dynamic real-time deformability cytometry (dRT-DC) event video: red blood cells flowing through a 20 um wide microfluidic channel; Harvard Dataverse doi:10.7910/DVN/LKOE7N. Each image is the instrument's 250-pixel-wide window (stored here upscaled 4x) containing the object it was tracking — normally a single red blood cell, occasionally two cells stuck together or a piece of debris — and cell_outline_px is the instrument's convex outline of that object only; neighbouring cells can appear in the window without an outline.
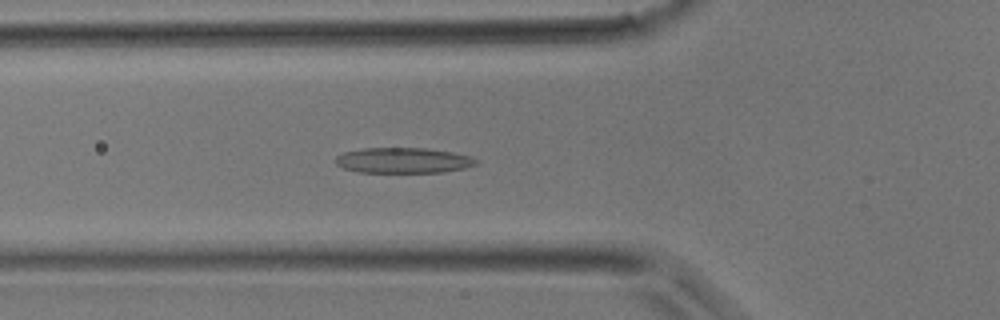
{"species": "common noctule bat (a hibernating species)", "species_latin": "Nyctalus noctula", "temperature_condition": "room temperature", "stored_images_in_passage": 29, "camera_frame_rate_fps": 3000, "um_per_image_px": 0.085, "animal": {"sex": "male", "body_mass_g": 17.9}, "frame": {"image": 1, "passage_image": 2, "time_ms": 0.333, "image_size_px": [1000, 320], "cell_outline_px": [[476, 164], [464, 168], [444, 172], [360, 172], [344, 168], [336, 164], [332, 160], [336, 156], [344, 152], [364, 148], [428, 148], [452, 152], [468, 156], [476, 160]], "centroid_in_image_um": [34.22, 13.63], "position_along_channel_um": 91.6, "area_um2": 20.75}}
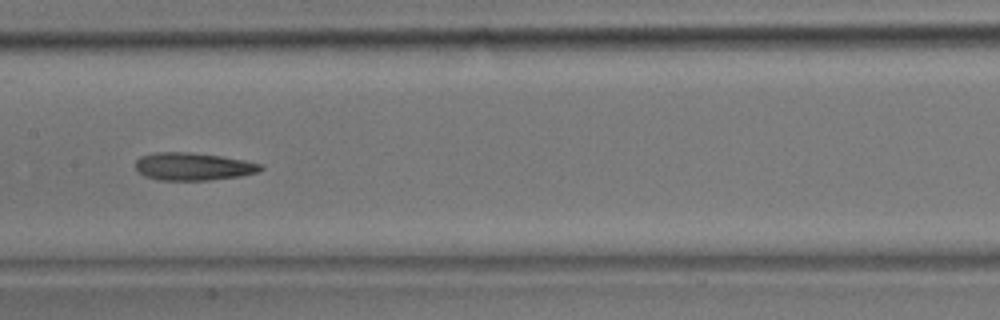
{"frame": {"image": 2, "passage_image": 8, "time_ms": 2.333, "image_size_px": [1000, 320], "cell_outline_px": [[264, 168], [260, 172], [240, 176], [208, 180], [160, 180], [144, 176], [136, 172], [136, 160], [140, 156], [156, 152], [188, 152], [220, 156], [244, 160], [260, 164]], "centroid_in_image_um": [16.39, 14.15], "position_along_channel_um": 191.0, "area_um2": 20.23}}
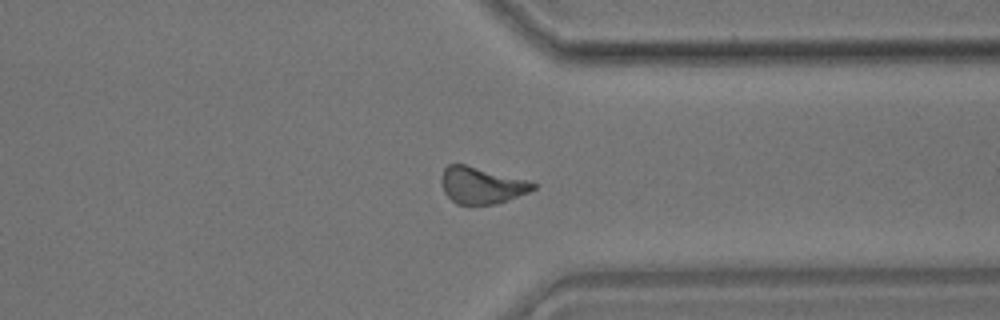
{"frame": {"image": 3, "passage_image": 19, "time_ms": 6.0, "image_size_px": [1000, 320], "cell_outline_px": [[536, 188], [528, 192], [508, 200], [492, 204], [456, 204], [444, 192], [440, 180], [440, 176], [444, 168], [448, 164], [464, 164], [528, 180], [536, 184]], "centroid_in_image_um": [40.9, 15.74], "position_along_channel_um": 370.5, "area_um2": 19.48}}